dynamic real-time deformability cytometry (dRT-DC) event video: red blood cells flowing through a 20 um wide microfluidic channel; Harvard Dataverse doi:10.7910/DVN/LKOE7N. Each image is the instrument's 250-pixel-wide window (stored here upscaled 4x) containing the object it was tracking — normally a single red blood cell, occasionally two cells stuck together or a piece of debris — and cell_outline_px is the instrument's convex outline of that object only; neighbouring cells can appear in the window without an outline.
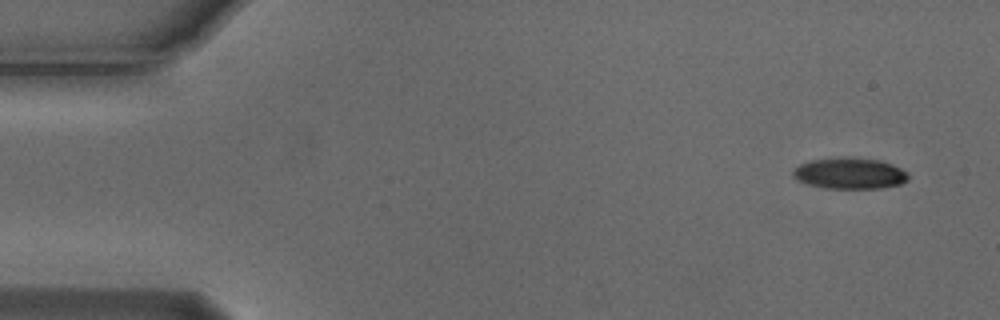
{"species": "Egyptian fruit bat (a non-hibernating species)", "species_latin": "Rousettus aegyptiacus", "temperature_condition": "cold", "stored_images_in_passage": 7, "camera_frame_rate_fps": 3000, "um_per_image_px": 0.085, "animal": {"sex": "male"}, "frame": {"image": 1, "passage_image": 1, "time_ms": 0.0, "image_size_px": [1000, 320], "cell_outline_px": [[908, 180], [900, 184], [880, 188], [824, 188], [808, 184], [796, 180], [792, 176], [792, 172], [800, 164], [812, 160], [880, 160], [892, 164], [908, 172]], "centroid_in_image_um": [72.24, 14.79], "position_along_channel_um": 12.8, "area_um2": 20.06}}
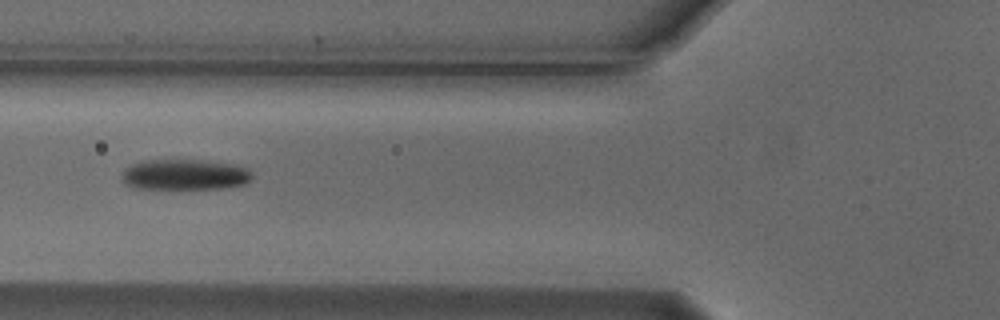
{"frame": {"image": 2, "passage_image": 6, "time_ms": 1.667, "image_size_px": [1000, 320], "cell_outline_px": [[252, 180], [244, 184], [220, 188], [136, 188], [124, 184], [120, 180], [120, 176], [124, 168], [132, 164], [144, 160], [200, 160], [236, 164], [248, 168], [252, 172]], "centroid_in_image_um": [15.69, 14.83], "position_along_channel_um": 110.1, "area_um2": 23.47}}
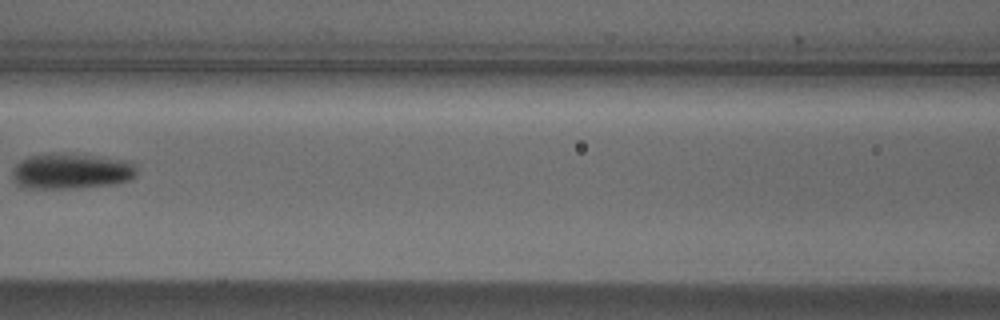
{"frame": {"image": 3, "passage_image": 7, "time_ms": 2.0, "image_size_px": [1000, 320], "cell_outline_px": [[136, 176], [132, 180], [112, 184], [76, 188], [24, 188], [16, 184], [12, 176], [12, 168], [20, 160], [28, 156], [84, 156], [132, 160], [136, 168]], "centroid_in_image_um": [6.08, 14.6], "position_along_channel_um": 160.5, "area_um2": 25.14}}